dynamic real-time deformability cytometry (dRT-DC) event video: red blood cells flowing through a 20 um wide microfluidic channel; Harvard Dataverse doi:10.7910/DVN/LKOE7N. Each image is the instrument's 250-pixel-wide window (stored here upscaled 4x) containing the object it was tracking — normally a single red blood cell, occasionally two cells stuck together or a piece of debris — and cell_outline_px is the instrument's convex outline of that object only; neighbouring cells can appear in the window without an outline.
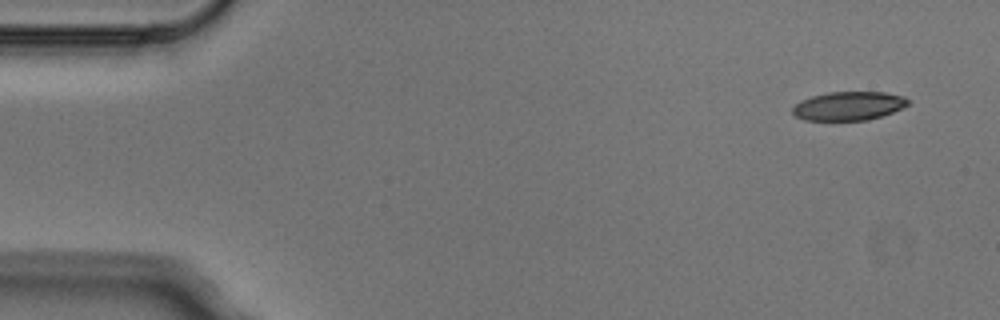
{"species": "Egyptian fruit bat (a non-hibernating species)", "species_latin": "Rousettus aegyptiacus", "temperature_condition": "cold", "stored_images_in_passage": 4, "camera_frame_rate_fps": 3000, "um_per_image_px": 0.085, "animal": {"sex": "male"}, "frame": {"image": 1, "passage_image": 1, "time_ms": 0.0, "image_size_px": [1000, 320], "cell_outline_px": [[908, 104], [892, 112], [868, 120], [804, 120], [796, 116], [792, 112], [792, 108], [800, 100], [812, 96], [828, 92], [884, 92], [904, 96], [908, 100]], "centroid_in_image_um": [72.1, 9.0], "position_along_channel_um": 12.9, "area_um2": 19.19}}
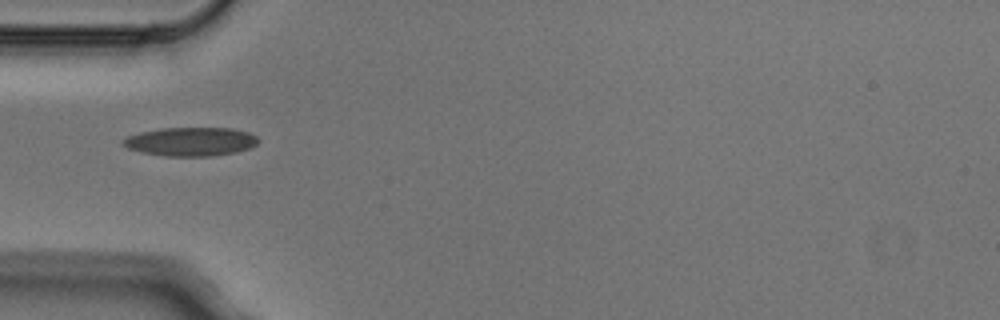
{"frame": {"image": 2, "passage_image": 4, "time_ms": 1.0, "image_size_px": [1000, 320], "cell_outline_px": [[260, 140], [256, 144], [248, 148], [236, 152], [212, 156], [164, 156], [144, 152], [128, 148], [120, 144], [120, 140], [128, 136], [140, 132], [160, 128], [232, 128], [248, 132], [256, 136]], "centroid_in_image_um": [16.19, 12.03], "position_along_channel_um": 68.8, "area_um2": 22.66}}